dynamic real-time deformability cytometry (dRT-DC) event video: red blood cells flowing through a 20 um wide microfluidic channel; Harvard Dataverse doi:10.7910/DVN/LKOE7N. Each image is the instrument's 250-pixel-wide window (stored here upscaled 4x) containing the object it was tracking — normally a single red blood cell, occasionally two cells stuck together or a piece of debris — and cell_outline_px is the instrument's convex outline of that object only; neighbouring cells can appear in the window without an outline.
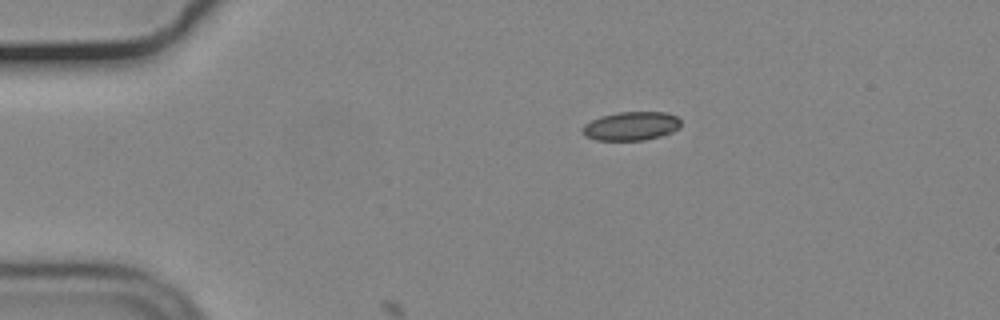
{"species": "common noctule bat (a hibernating species)", "species_latin": "Nyctalus noctula", "temperature_condition": "cold", "stored_images_in_passage": 8, "camera_frame_rate_fps": 3000, "um_per_image_px": 0.085, "animal": {"sex": "male", "body_mass_g": 19.2, "forearm_length_mm": 51.8}, "frame": {"image": 1, "passage_image": 1, "time_ms": 0.0, "image_size_px": [1000, 320], "cell_outline_px": [[680, 128], [664, 136], [644, 140], [596, 140], [584, 136], [580, 132], [584, 124], [600, 116], [620, 112], [668, 112], [676, 116], [680, 120]], "centroid_in_image_um": [53.65, 10.72], "position_along_channel_um": 31.3, "area_um2": 16.7}}